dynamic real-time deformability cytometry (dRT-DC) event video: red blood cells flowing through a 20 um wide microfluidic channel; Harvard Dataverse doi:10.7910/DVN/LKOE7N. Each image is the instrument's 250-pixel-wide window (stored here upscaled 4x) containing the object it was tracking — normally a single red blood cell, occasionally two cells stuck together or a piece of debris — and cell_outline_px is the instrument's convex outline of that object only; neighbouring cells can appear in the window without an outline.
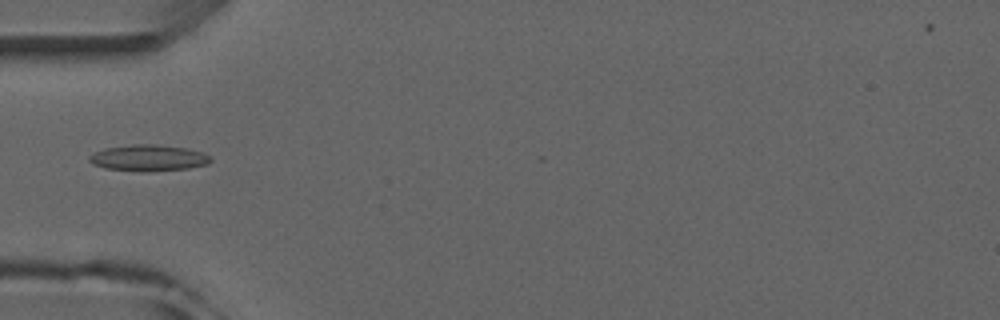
{"species": "common noctule bat (a hibernating species)", "species_latin": "Nyctalus noctula", "temperature_condition": "room temperature", "stored_images_in_passage": 6, "camera_frame_rate_fps": 3000, "um_per_image_px": 0.085, "animal": {"sex": "male", "forearm_length_mm": 52.5}, "frame": {"image": 1, "passage_image": 5, "time_ms": 5.333, "image_size_px": [1000, 320], "cell_outline_px": [[212, 160], [208, 164], [188, 168], [140, 172], [104, 168], [92, 164], [88, 160], [88, 156], [104, 148], [132, 144], [156, 144], [188, 148], [204, 152], [212, 156]], "centroid_in_image_um": [12.63, 13.42], "position_along_channel_um": 72.4, "area_um2": 18.84}}
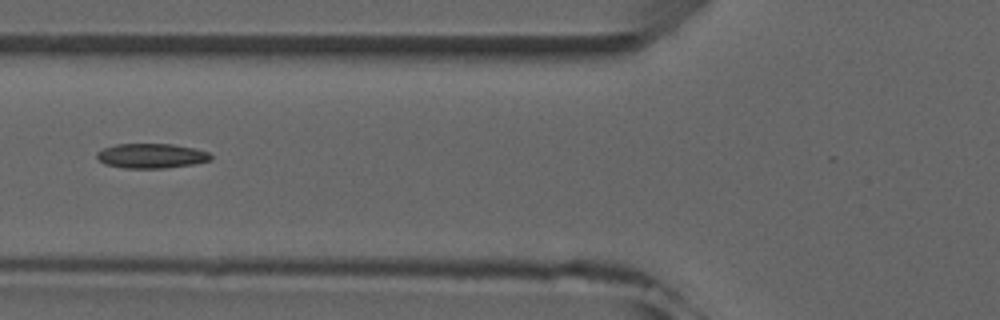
{"frame": {"image": 2, "passage_image": 6, "time_ms": 6.333, "image_size_px": [1000, 320], "cell_outline_px": [[212, 160], [192, 164], [164, 168], [124, 168], [104, 164], [96, 156], [96, 152], [104, 148], [116, 144], [172, 144], [192, 148], [208, 152], [212, 156]], "centroid_in_image_um": [12.84, 13.25], "position_along_channel_um": 113.0, "area_um2": 16.3}}